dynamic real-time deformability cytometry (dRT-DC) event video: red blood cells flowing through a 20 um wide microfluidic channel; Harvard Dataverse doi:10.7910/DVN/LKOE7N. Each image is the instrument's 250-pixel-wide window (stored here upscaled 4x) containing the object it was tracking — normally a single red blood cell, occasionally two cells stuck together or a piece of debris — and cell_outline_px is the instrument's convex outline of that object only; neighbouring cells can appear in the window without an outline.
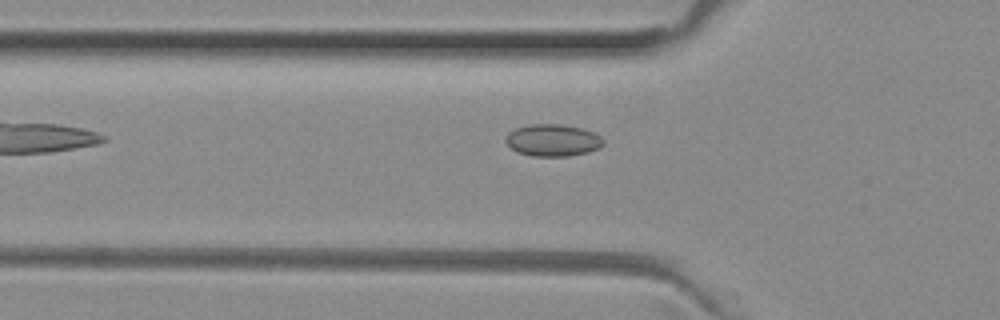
{"species": "common noctule bat (a hibernating species)", "species_latin": "Nyctalus noctula", "temperature_condition": "room temperature", "stored_images_in_passage": 35, "camera_frame_rate_fps": 3000, "um_per_image_px": 0.085, "animal": {"sex": "female", "body_mass_g": 29.2, "forearm_length_mm": 56.3}, "frame": {"image": 1, "passage_image": 2, "time_ms": 0.333, "image_size_px": [1000, 320], "cell_outline_px": [[604, 144], [600, 148], [588, 152], [568, 156], [532, 156], [520, 152], [512, 148], [504, 140], [508, 132], [516, 128], [532, 124], [560, 124], [584, 128], [600, 136], [604, 140]], "centroid_in_image_um": [47.01, 11.91], "position_along_channel_um": 78.8, "area_um2": 18.21}}
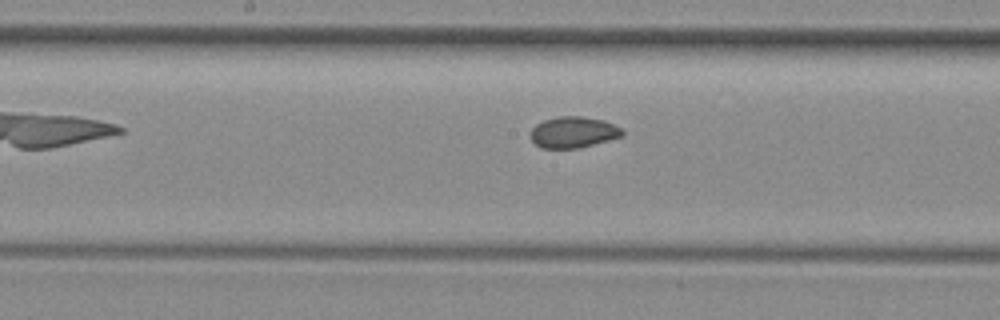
{"frame": {"image": 2, "passage_image": 11, "time_ms": 3.333, "image_size_px": [1000, 320], "cell_outline_px": [[624, 136], [576, 148], [540, 148], [528, 136], [532, 128], [536, 124], [544, 120], [556, 116], [580, 116], [604, 120], [620, 128], [624, 132]], "centroid_in_image_um": [48.69, 11.23], "position_along_channel_um": 199.5, "area_um2": 16.65}}
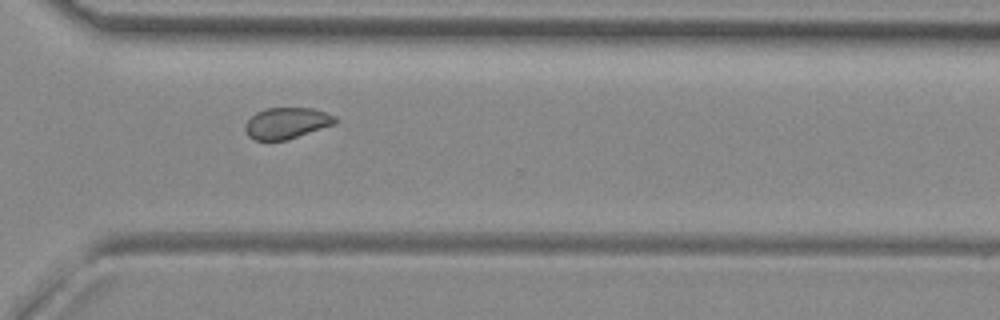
{"frame": {"image": 3, "passage_image": 22, "time_ms": 7.0, "image_size_px": [1000, 320], "cell_outline_px": [[336, 124], [288, 140], [256, 140], [248, 136], [244, 128], [244, 124], [256, 112], [268, 108], [312, 108], [336, 116]], "centroid_in_image_um": [24.37, 10.47], "position_along_channel_um": 346.2, "area_um2": 16.42}, "authors_computed_cell_mechanics": {"area_um2": 17.1088, "velocity_mm_per_s": 4.0023, "shape_relaxation_time_tau1_ms": null, "shape_relaxation_time_tau2_ms": 1.7079, "deformation_change_tau1": null, "deformation_change_tau2": 0.052}}